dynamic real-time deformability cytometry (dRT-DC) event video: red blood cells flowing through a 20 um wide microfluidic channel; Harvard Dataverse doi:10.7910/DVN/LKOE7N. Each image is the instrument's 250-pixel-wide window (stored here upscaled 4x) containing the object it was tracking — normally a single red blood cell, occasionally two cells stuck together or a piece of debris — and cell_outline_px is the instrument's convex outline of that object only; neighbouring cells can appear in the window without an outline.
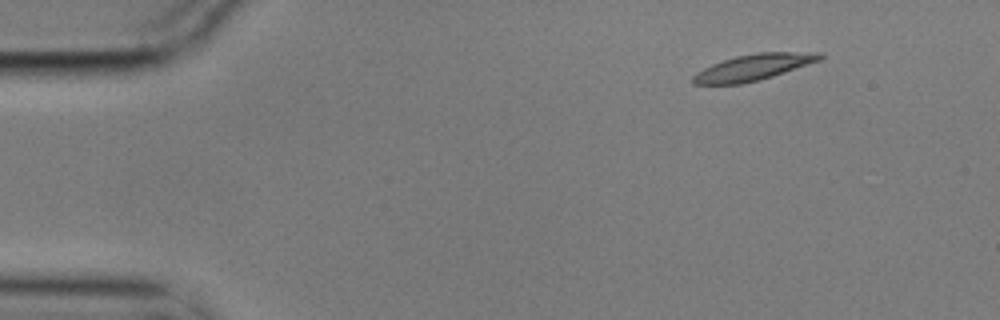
{"species": "common noctule bat (a hibernating species)", "species_latin": "Nyctalus noctula", "temperature_condition": "cold", "stored_images_in_passage": 4, "camera_frame_rate_fps": 3000, "um_per_image_px": 0.085, "animal": {"sex": "male", "body_mass_g": 17.9}, "frame": {"image": 1, "passage_image": 2, "time_ms": 0.333, "image_size_px": [1000, 320], "cell_outline_px": [[824, 56], [820, 60], [760, 80], [740, 84], [692, 84], [692, 76], [696, 72], [712, 64], [736, 56], [756, 52], [824, 52]], "centroid_in_image_um": [64.04, 5.71], "position_along_channel_um": 21.0, "area_um2": 19.25}}